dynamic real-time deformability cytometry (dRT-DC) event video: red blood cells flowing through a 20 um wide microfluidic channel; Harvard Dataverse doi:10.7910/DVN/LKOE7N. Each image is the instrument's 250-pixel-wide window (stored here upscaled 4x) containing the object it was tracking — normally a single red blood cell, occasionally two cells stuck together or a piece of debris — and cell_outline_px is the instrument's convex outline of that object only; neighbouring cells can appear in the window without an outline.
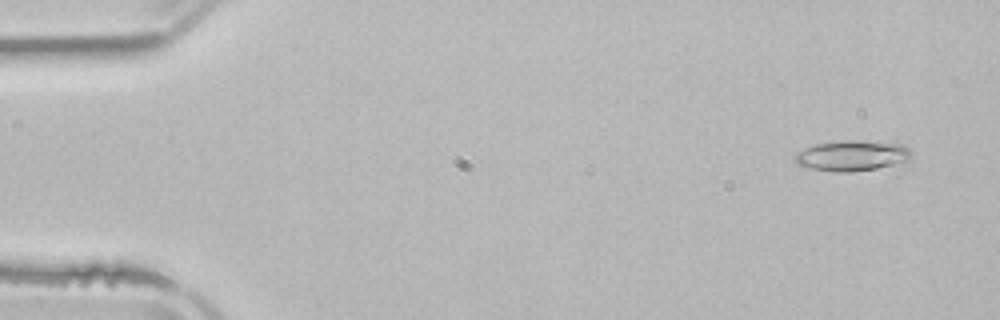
{"species": "common noctule bat (a hibernating species)", "species_latin": "Nyctalus noctula", "temperature_condition": "room temperature", "stored_images_in_passage": 4, "camera_frame_rate_fps": 3000, "um_per_image_px": 0.085, "animal": {"sex": "male", "body_mass_g": 21.5, "forearm_length_mm": 52.0}, "frame": {"image": 1, "passage_image": 1, "time_ms": 0.0, "image_size_px": [1000, 320], "cell_outline_px": [[912, 156], [908, 160], [876, 168], [852, 172], [832, 172], [812, 168], [796, 164], [792, 156], [796, 152], [804, 148], [816, 144], [844, 140], [860, 140], [904, 144], [912, 152]], "centroid_in_image_um": [72.39, 13.22], "position_along_channel_um": 12.6, "area_um2": 20.81}}
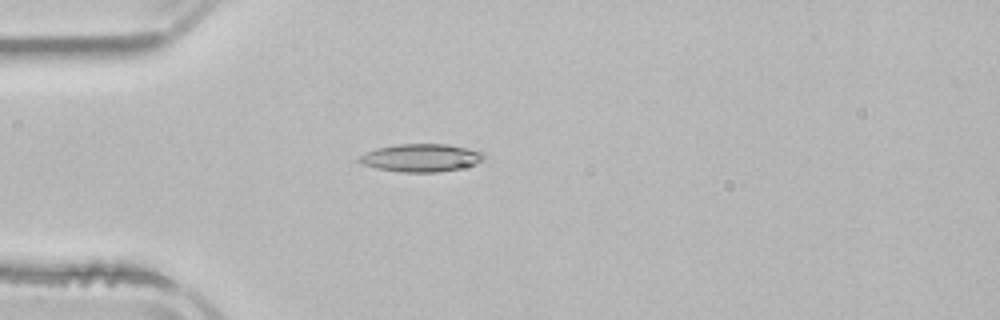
{"frame": {"image": 2, "passage_image": 4, "time_ms": 3.667, "image_size_px": [1000, 320], "cell_outline_px": [[484, 156], [476, 164], [440, 172], [404, 172], [380, 168], [360, 164], [356, 160], [360, 156], [376, 148], [400, 144], [448, 144], [468, 148], [484, 152]], "centroid_in_image_um": [35.79, 13.4], "position_along_channel_um": 49.2, "area_um2": 20.0}}